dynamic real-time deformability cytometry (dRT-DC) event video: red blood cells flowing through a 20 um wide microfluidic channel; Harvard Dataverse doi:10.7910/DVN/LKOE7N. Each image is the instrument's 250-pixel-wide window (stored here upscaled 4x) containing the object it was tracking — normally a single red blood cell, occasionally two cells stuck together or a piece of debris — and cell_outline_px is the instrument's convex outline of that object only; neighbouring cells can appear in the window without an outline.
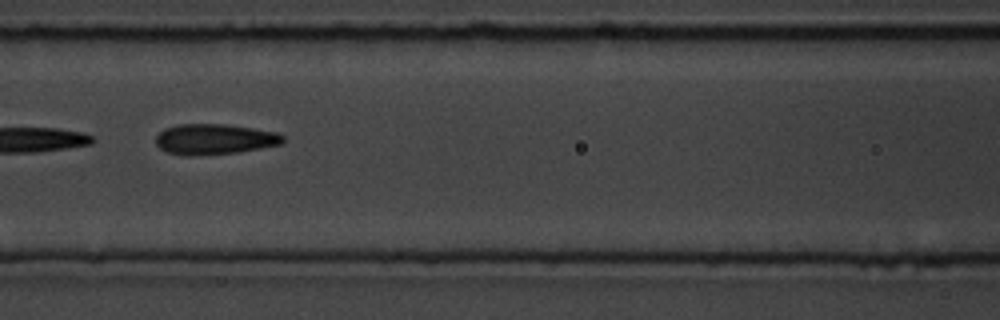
{"species": "common noctule bat (a hibernating species)", "species_latin": "Nyctalus noctula", "temperature_condition": "room temperature", "stored_images_in_passage": 6, "segment_of_instrument_passage": [1, 2], "camera_frame_rate_fps": 3000, "um_per_image_px": 0.085, "animal": {"sex": "male", "body_mass_g": 19.5, "forearm_length_mm": 54.6}, "frame": {"image": 1, "passage_image": 5, "time_ms": 4.667, "image_size_px": [1000, 320], "cell_outline_px": [[284, 140], [280, 144], [260, 148], [236, 152], [192, 156], [184, 156], [168, 152], [160, 148], [156, 144], [156, 136], [164, 128], [180, 124], [224, 124], [252, 128], [276, 132], [284, 136]], "centroid_in_image_um": [18.2, 11.83], "position_along_channel_um": 148.4, "area_um2": 22.48}}